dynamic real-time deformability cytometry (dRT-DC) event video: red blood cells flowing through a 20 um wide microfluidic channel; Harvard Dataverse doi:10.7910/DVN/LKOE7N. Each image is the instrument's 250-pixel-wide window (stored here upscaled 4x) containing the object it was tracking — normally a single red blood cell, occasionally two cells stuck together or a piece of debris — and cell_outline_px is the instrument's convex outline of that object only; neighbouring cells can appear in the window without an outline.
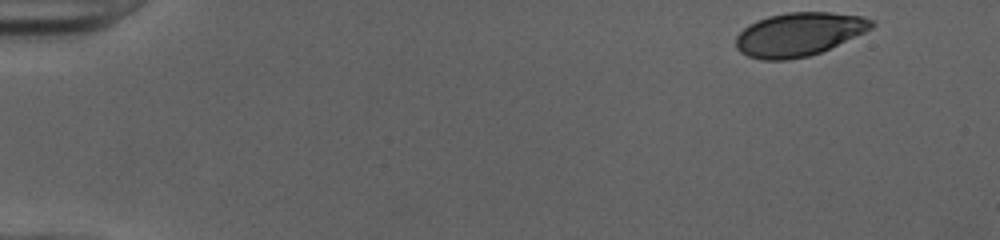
{"species": "human", "species_latin": "Homo sapiens", "temperature_condition": "cold", "stored_images_in_passage": 48, "camera_frame_rate_fps": 3000, "um_per_image_px": 0.085, "donor": {"sex": "female"}, "frame": {"image": 1, "passage_image": 1, "time_ms": 0.0, "image_size_px": [1000, 240], "cell_outline_px": [[876, 24], [872, 28], [864, 32], [820, 52], [808, 56], [788, 60], [760, 60], [748, 56], [740, 52], [736, 48], [736, 36], [748, 24], [756, 20], [768, 16], [788, 12], [828, 12], [860, 16], [876, 20]], "centroid_in_image_um": [67.88, 2.91], "position_along_channel_um": 17.1, "area_um2": 34.39}}
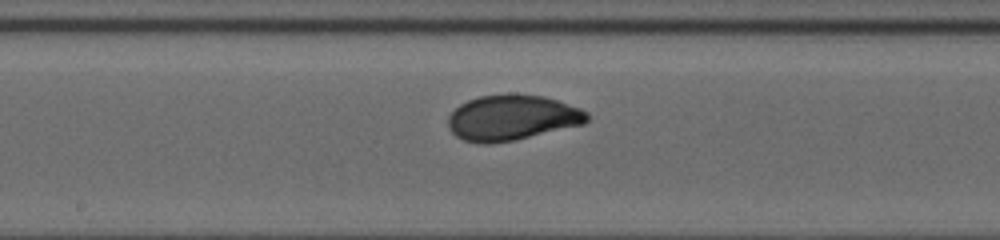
{"frame": {"image": 2, "passage_image": 25, "time_ms": 8.0, "image_size_px": [1000, 240], "cell_outline_px": [[588, 120], [584, 124], [516, 140], [492, 144], [480, 144], [464, 140], [456, 136], [448, 128], [448, 116], [460, 104], [468, 100], [480, 96], [508, 92], [516, 92], [544, 96], [580, 108], [588, 112]], "centroid_in_image_um": [43.51, 9.99], "position_along_channel_um": 204.7, "area_um2": 37.34}}
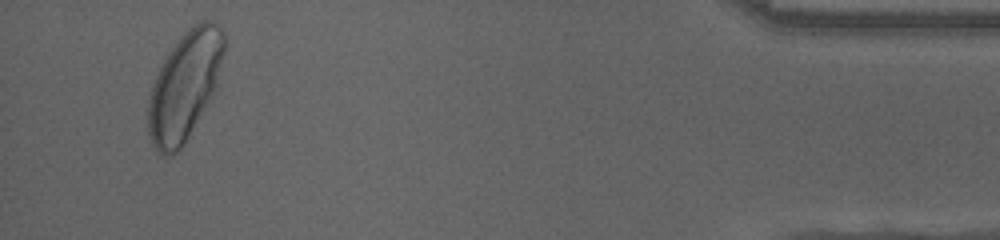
{"frame": {"image": 3, "passage_image": 46, "time_ms": 15.0, "image_size_px": [1000, 240], "cell_outline_px": [[224, 52], [216, 88], [188, 136], [180, 148], [172, 156], [164, 156], [156, 152], [152, 144], [148, 132], [148, 100], [152, 84], [168, 52], [188, 28], [200, 20], [212, 20], [220, 24], [224, 28]], "centroid_in_image_um": [15.7, 7.27], "position_along_channel_um": 419.5, "area_um2": 47.74}, "authors_computed_cell_mechanics": {"area_um2": 36.3273, "velocity_mm_per_s": 3.9947, "shape_relaxation_time_tau1_ms": 2.9838, "shape_relaxation_time_tau2_ms": null, "deformation_change_tau1": 0.1374, "deformation_change_tau2": null}}